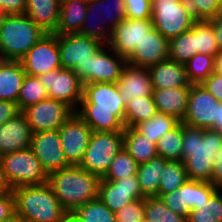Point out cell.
I'll use <instances>...</instances> for the list:
<instances>
[{"label":"cell","mask_w":222,"mask_h":222,"mask_svg":"<svg viewBox=\"0 0 222 222\" xmlns=\"http://www.w3.org/2000/svg\"><path fill=\"white\" fill-rule=\"evenodd\" d=\"M167 161L165 158L157 156L138 166L136 175L145 198L158 197L160 175Z\"/></svg>","instance_id":"f546056e"},{"label":"cell","mask_w":222,"mask_h":222,"mask_svg":"<svg viewBox=\"0 0 222 222\" xmlns=\"http://www.w3.org/2000/svg\"><path fill=\"white\" fill-rule=\"evenodd\" d=\"M151 20L154 28L168 40L190 30L195 23L180 0H152Z\"/></svg>","instance_id":"30bf717a"},{"label":"cell","mask_w":222,"mask_h":222,"mask_svg":"<svg viewBox=\"0 0 222 222\" xmlns=\"http://www.w3.org/2000/svg\"><path fill=\"white\" fill-rule=\"evenodd\" d=\"M45 34L26 14L8 15L0 28V54L20 60Z\"/></svg>","instance_id":"5b68a950"},{"label":"cell","mask_w":222,"mask_h":222,"mask_svg":"<svg viewBox=\"0 0 222 222\" xmlns=\"http://www.w3.org/2000/svg\"><path fill=\"white\" fill-rule=\"evenodd\" d=\"M219 105L220 102L201 84L191 85L188 108L182 123L194 128L214 130Z\"/></svg>","instance_id":"5bb4252c"},{"label":"cell","mask_w":222,"mask_h":222,"mask_svg":"<svg viewBox=\"0 0 222 222\" xmlns=\"http://www.w3.org/2000/svg\"><path fill=\"white\" fill-rule=\"evenodd\" d=\"M190 87L153 89V99L158 112L171 115L180 122L188 108Z\"/></svg>","instance_id":"d4e9b609"},{"label":"cell","mask_w":222,"mask_h":222,"mask_svg":"<svg viewBox=\"0 0 222 222\" xmlns=\"http://www.w3.org/2000/svg\"><path fill=\"white\" fill-rule=\"evenodd\" d=\"M218 189L209 182L188 180L174 192L161 195L166 206L186 219L192 209L209 201Z\"/></svg>","instance_id":"9a60e30c"},{"label":"cell","mask_w":222,"mask_h":222,"mask_svg":"<svg viewBox=\"0 0 222 222\" xmlns=\"http://www.w3.org/2000/svg\"><path fill=\"white\" fill-rule=\"evenodd\" d=\"M101 177L70 165L48 174L47 184L54 191L62 207L71 214L77 207L99 198Z\"/></svg>","instance_id":"3957f363"},{"label":"cell","mask_w":222,"mask_h":222,"mask_svg":"<svg viewBox=\"0 0 222 222\" xmlns=\"http://www.w3.org/2000/svg\"><path fill=\"white\" fill-rule=\"evenodd\" d=\"M196 53L195 33L190 29L169 39V59L185 64Z\"/></svg>","instance_id":"74e56055"},{"label":"cell","mask_w":222,"mask_h":222,"mask_svg":"<svg viewBox=\"0 0 222 222\" xmlns=\"http://www.w3.org/2000/svg\"><path fill=\"white\" fill-rule=\"evenodd\" d=\"M125 109L117 84L99 82L83 84V97L76 113L92 131H124Z\"/></svg>","instance_id":"6da1fadb"},{"label":"cell","mask_w":222,"mask_h":222,"mask_svg":"<svg viewBox=\"0 0 222 222\" xmlns=\"http://www.w3.org/2000/svg\"><path fill=\"white\" fill-rule=\"evenodd\" d=\"M91 127L77 113L59 129L62 150L70 165H79L92 135Z\"/></svg>","instance_id":"2e32d148"},{"label":"cell","mask_w":222,"mask_h":222,"mask_svg":"<svg viewBox=\"0 0 222 222\" xmlns=\"http://www.w3.org/2000/svg\"><path fill=\"white\" fill-rule=\"evenodd\" d=\"M123 145V131H93L79 166L102 178Z\"/></svg>","instance_id":"ba28073f"},{"label":"cell","mask_w":222,"mask_h":222,"mask_svg":"<svg viewBox=\"0 0 222 222\" xmlns=\"http://www.w3.org/2000/svg\"><path fill=\"white\" fill-rule=\"evenodd\" d=\"M169 59V40L153 28L148 35L137 45L127 63L150 68L159 62Z\"/></svg>","instance_id":"44dd1931"},{"label":"cell","mask_w":222,"mask_h":222,"mask_svg":"<svg viewBox=\"0 0 222 222\" xmlns=\"http://www.w3.org/2000/svg\"><path fill=\"white\" fill-rule=\"evenodd\" d=\"M7 16H8V14L0 8V28H1L2 24L4 23Z\"/></svg>","instance_id":"9f6ffc18"},{"label":"cell","mask_w":222,"mask_h":222,"mask_svg":"<svg viewBox=\"0 0 222 222\" xmlns=\"http://www.w3.org/2000/svg\"><path fill=\"white\" fill-rule=\"evenodd\" d=\"M20 62L26 75L39 76L51 70L61 69L58 34L46 33Z\"/></svg>","instance_id":"4fadbf2b"},{"label":"cell","mask_w":222,"mask_h":222,"mask_svg":"<svg viewBox=\"0 0 222 222\" xmlns=\"http://www.w3.org/2000/svg\"><path fill=\"white\" fill-rule=\"evenodd\" d=\"M154 28L151 19H127L125 18L113 28L107 45L119 56L128 59L135 51L137 45L145 38V35Z\"/></svg>","instance_id":"e0dca14e"},{"label":"cell","mask_w":222,"mask_h":222,"mask_svg":"<svg viewBox=\"0 0 222 222\" xmlns=\"http://www.w3.org/2000/svg\"><path fill=\"white\" fill-rule=\"evenodd\" d=\"M220 103H222V75L213 72L202 84Z\"/></svg>","instance_id":"7dc6e473"},{"label":"cell","mask_w":222,"mask_h":222,"mask_svg":"<svg viewBox=\"0 0 222 222\" xmlns=\"http://www.w3.org/2000/svg\"><path fill=\"white\" fill-rule=\"evenodd\" d=\"M215 163L213 166V172L210 183L214 185L218 190H222V146L217 154H214Z\"/></svg>","instance_id":"f907efd6"},{"label":"cell","mask_w":222,"mask_h":222,"mask_svg":"<svg viewBox=\"0 0 222 222\" xmlns=\"http://www.w3.org/2000/svg\"><path fill=\"white\" fill-rule=\"evenodd\" d=\"M48 91V97L79 108L83 97V83L72 69H57L37 76Z\"/></svg>","instance_id":"7c38bea8"},{"label":"cell","mask_w":222,"mask_h":222,"mask_svg":"<svg viewBox=\"0 0 222 222\" xmlns=\"http://www.w3.org/2000/svg\"><path fill=\"white\" fill-rule=\"evenodd\" d=\"M32 129L26 116L20 112L0 125V153L2 155L30 148Z\"/></svg>","instance_id":"7402d4cb"},{"label":"cell","mask_w":222,"mask_h":222,"mask_svg":"<svg viewBox=\"0 0 222 222\" xmlns=\"http://www.w3.org/2000/svg\"><path fill=\"white\" fill-rule=\"evenodd\" d=\"M182 144V162L189 180L210 183L215 163L213 156L222 146L220 132L183 124Z\"/></svg>","instance_id":"7a4b0ae2"},{"label":"cell","mask_w":222,"mask_h":222,"mask_svg":"<svg viewBox=\"0 0 222 222\" xmlns=\"http://www.w3.org/2000/svg\"><path fill=\"white\" fill-rule=\"evenodd\" d=\"M214 130L220 132L222 135V103L218 106V113H217V118H216V126Z\"/></svg>","instance_id":"f5cc1de1"},{"label":"cell","mask_w":222,"mask_h":222,"mask_svg":"<svg viewBox=\"0 0 222 222\" xmlns=\"http://www.w3.org/2000/svg\"><path fill=\"white\" fill-rule=\"evenodd\" d=\"M99 198L112 212H117L126 204L145 197L142 194L137 175H134L114 181H106L101 178Z\"/></svg>","instance_id":"ffe728a7"},{"label":"cell","mask_w":222,"mask_h":222,"mask_svg":"<svg viewBox=\"0 0 222 222\" xmlns=\"http://www.w3.org/2000/svg\"><path fill=\"white\" fill-rule=\"evenodd\" d=\"M3 222H17V215H15L13 218L3 221Z\"/></svg>","instance_id":"91938a15"},{"label":"cell","mask_w":222,"mask_h":222,"mask_svg":"<svg viewBox=\"0 0 222 222\" xmlns=\"http://www.w3.org/2000/svg\"><path fill=\"white\" fill-rule=\"evenodd\" d=\"M22 113L26 116L32 132L36 133L60 129L76 110L67 103L48 97L25 108Z\"/></svg>","instance_id":"8fae6325"},{"label":"cell","mask_w":222,"mask_h":222,"mask_svg":"<svg viewBox=\"0 0 222 222\" xmlns=\"http://www.w3.org/2000/svg\"><path fill=\"white\" fill-rule=\"evenodd\" d=\"M214 71L222 75V50L215 57Z\"/></svg>","instance_id":"db71d44e"},{"label":"cell","mask_w":222,"mask_h":222,"mask_svg":"<svg viewBox=\"0 0 222 222\" xmlns=\"http://www.w3.org/2000/svg\"><path fill=\"white\" fill-rule=\"evenodd\" d=\"M3 178L9 189L46 183L48 174L31 148L2 155Z\"/></svg>","instance_id":"52a82bcc"},{"label":"cell","mask_w":222,"mask_h":222,"mask_svg":"<svg viewBox=\"0 0 222 222\" xmlns=\"http://www.w3.org/2000/svg\"><path fill=\"white\" fill-rule=\"evenodd\" d=\"M208 21L213 25L217 45L222 50V15H217Z\"/></svg>","instance_id":"816d5d0a"},{"label":"cell","mask_w":222,"mask_h":222,"mask_svg":"<svg viewBox=\"0 0 222 222\" xmlns=\"http://www.w3.org/2000/svg\"><path fill=\"white\" fill-rule=\"evenodd\" d=\"M179 123L180 121L177 118L157 112L153 118L139 122L133 128L156 144L162 136L175 128Z\"/></svg>","instance_id":"4dcf8cb0"},{"label":"cell","mask_w":222,"mask_h":222,"mask_svg":"<svg viewBox=\"0 0 222 222\" xmlns=\"http://www.w3.org/2000/svg\"><path fill=\"white\" fill-rule=\"evenodd\" d=\"M25 76L20 60H4L0 65V100L17 103Z\"/></svg>","instance_id":"4316f807"},{"label":"cell","mask_w":222,"mask_h":222,"mask_svg":"<svg viewBox=\"0 0 222 222\" xmlns=\"http://www.w3.org/2000/svg\"><path fill=\"white\" fill-rule=\"evenodd\" d=\"M125 103L142 96H152L153 86L148 68L127 63L116 83Z\"/></svg>","instance_id":"603a6c76"},{"label":"cell","mask_w":222,"mask_h":222,"mask_svg":"<svg viewBox=\"0 0 222 222\" xmlns=\"http://www.w3.org/2000/svg\"><path fill=\"white\" fill-rule=\"evenodd\" d=\"M195 22L210 20L219 14L221 0H180Z\"/></svg>","instance_id":"7bdbcfd3"},{"label":"cell","mask_w":222,"mask_h":222,"mask_svg":"<svg viewBox=\"0 0 222 222\" xmlns=\"http://www.w3.org/2000/svg\"><path fill=\"white\" fill-rule=\"evenodd\" d=\"M218 15H222V0H221V4H220L219 14Z\"/></svg>","instance_id":"94428289"},{"label":"cell","mask_w":222,"mask_h":222,"mask_svg":"<svg viewBox=\"0 0 222 222\" xmlns=\"http://www.w3.org/2000/svg\"><path fill=\"white\" fill-rule=\"evenodd\" d=\"M125 18L124 0H88L86 18L78 33L108 44L113 28Z\"/></svg>","instance_id":"8992f818"},{"label":"cell","mask_w":222,"mask_h":222,"mask_svg":"<svg viewBox=\"0 0 222 222\" xmlns=\"http://www.w3.org/2000/svg\"><path fill=\"white\" fill-rule=\"evenodd\" d=\"M16 215L34 222H66L68 212L46 183L11 189Z\"/></svg>","instance_id":"277c9868"},{"label":"cell","mask_w":222,"mask_h":222,"mask_svg":"<svg viewBox=\"0 0 222 222\" xmlns=\"http://www.w3.org/2000/svg\"><path fill=\"white\" fill-rule=\"evenodd\" d=\"M88 9V0H62L59 25L54 34L78 33Z\"/></svg>","instance_id":"83f0119b"},{"label":"cell","mask_w":222,"mask_h":222,"mask_svg":"<svg viewBox=\"0 0 222 222\" xmlns=\"http://www.w3.org/2000/svg\"><path fill=\"white\" fill-rule=\"evenodd\" d=\"M187 222H222V190H217L209 199L192 209Z\"/></svg>","instance_id":"d590c367"},{"label":"cell","mask_w":222,"mask_h":222,"mask_svg":"<svg viewBox=\"0 0 222 222\" xmlns=\"http://www.w3.org/2000/svg\"><path fill=\"white\" fill-rule=\"evenodd\" d=\"M46 98H48V91L39 78L37 76L26 75L17 101L20 112Z\"/></svg>","instance_id":"8d00e7d4"},{"label":"cell","mask_w":222,"mask_h":222,"mask_svg":"<svg viewBox=\"0 0 222 222\" xmlns=\"http://www.w3.org/2000/svg\"><path fill=\"white\" fill-rule=\"evenodd\" d=\"M2 163V154L0 153V164Z\"/></svg>","instance_id":"be15d7a7"},{"label":"cell","mask_w":222,"mask_h":222,"mask_svg":"<svg viewBox=\"0 0 222 222\" xmlns=\"http://www.w3.org/2000/svg\"><path fill=\"white\" fill-rule=\"evenodd\" d=\"M9 190V187L5 183L3 178L2 165L0 164V192Z\"/></svg>","instance_id":"11a10c76"},{"label":"cell","mask_w":222,"mask_h":222,"mask_svg":"<svg viewBox=\"0 0 222 222\" xmlns=\"http://www.w3.org/2000/svg\"><path fill=\"white\" fill-rule=\"evenodd\" d=\"M71 215L78 222H117L112 212L100 198L77 207Z\"/></svg>","instance_id":"836d02e7"},{"label":"cell","mask_w":222,"mask_h":222,"mask_svg":"<svg viewBox=\"0 0 222 222\" xmlns=\"http://www.w3.org/2000/svg\"><path fill=\"white\" fill-rule=\"evenodd\" d=\"M126 64V58L115 53L109 45L103 44L87 62L88 84L117 83Z\"/></svg>","instance_id":"ac0fdd59"},{"label":"cell","mask_w":222,"mask_h":222,"mask_svg":"<svg viewBox=\"0 0 222 222\" xmlns=\"http://www.w3.org/2000/svg\"><path fill=\"white\" fill-rule=\"evenodd\" d=\"M127 19H151L152 0H124Z\"/></svg>","instance_id":"f6af8a7d"},{"label":"cell","mask_w":222,"mask_h":222,"mask_svg":"<svg viewBox=\"0 0 222 222\" xmlns=\"http://www.w3.org/2000/svg\"><path fill=\"white\" fill-rule=\"evenodd\" d=\"M215 58L197 53L184 65L188 81L191 85L202 84L214 72Z\"/></svg>","instance_id":"f35d334b"},{"label":"cell","mask_w":222,"mask_h":222,"mask_svg":"<svg viewBox=\"0 0 222 222\" xmlns=\"http://www.w3.org/2000/svg\"><path fill=\"white\" fill-rule=\"evenodd\" d=\"M117 222H145V198L126 204L115 212Z\"/></svg>","instance_id":"ee69618b"},{"label":"cell","mask_w":222,"mask_h":222,"mask_svg":"<svg viewBox=\"0 0 222 222\" xmlns=\"http://www.w3.org/2000/svg\"><path fill=\"white\" fill-rule=\"evenodd\" d=\"M18 113L20 110L17 103L0 100V125L14 118Z\"/></svg>","instance_id":"681fc988"},{"label":"cell","mask_w":222,"mask_h":222,"mask_svg":"<svg viewBox=\"0 0 222 222\" xmlns=\"http://www.w3.org/2000/svg\"><path fill=\"white\" fill-rule=\"evenodd\" d=\"M0 8L8 15L25 14L26 0H0Z\"/></svg>","instance_id":"c3c4849f"},{"label":"cell","mask_w":222,"mask_h":222,"mask_svg":"<svg viewBox=\"0 0 222 222\" xmlns=\"http://www.w3.org/2000/svg\"><path fill=\"white\" fill-rule=\"evenodd\" d=\"M139 164L133 159L128 151L123 147L115 156L108 171L102 177L106 181L123 179L137 174Z\"/></svg>","instance_id":"b9f144b4"},{"label":"cell","mask_w":222,"mask_h":222,"mask_svg":"<svg viewBox=\"0 0 222 222\" xmlns=\"http://www.w3.org/2000/svg\"><path fill=\"white\" fill-rule=\"evenodd\" d=\"M157 112L153 96L133 98L126 103L124 126L134 127L139 122L153 118Z\"/></svg>","instance_id":"1f68e13d"},{"label":"cell","mask_w":222,"mask_h":222,"mask_svg":"<svg viewBox=\"0 0 222 222\" xmlns=\"http://www.w3.org/2000/svg\"><path fill=\"white\" fill-rule=\"evenodd\" d=\"M158 197L174 192L189 180L184 162L168 160L160 175Z\"/></svg>","instance_id":"d6a6232c"},{"label":"cell","mask_w":222,"mask_h":222,"mask_svg":"<svg viewBox=\"0 0 222 222\" xmlns=\"http://www.w3.org/2000/svg\"><path fill=\"white\" fill-rule=\"evenodd\" d=\"M4 57L0 54V65L2 64V62L4 61Z\"/></svg>","instance_id":"6125c7cd"},{"label":"cell","mask_w":222,"mask_h":222,"mask_svg":"<svg viewBox=\"0 0 222 222\" xmlns=\"http://www.w3.org/2000/svg\"><path fill=\"white\" fill-rule=\"evenodd\" d=\"M103 43L80 33L58 34L62 68L72 69L83 84H88L87 62Z\"/></svg>","instance_id":"9c48e42d"},{"label":"cell","mask_w":222,"mask_h":222,"mask_svg":"<svg viewBox=\"0 0 222 222\" xmlns=\"http://www.w3.org/2000/svg\"><path fill=\"white\" fill-rule=\"evenodd\" d=\"M62 0H26L25 14L45 33H55Z\"/></svg>","instance_id":"484cf974"},{"label":"cell","mask_w":222,"mask_h":222,"mask_svg":"<svg viewBox=\"0 0 222 222\" xmlns=\"http://www.w3.org/2000/svg\"><path fill=\"white\" fill-rule=\"evenodd\" d=\"M17 222H34L23 217L17 216Z\"/></svg>","instance_id":"6f0895ef"},{"label":"cell","mask_w":222,"mask_h":222,"mask_svg":"<svg viewBox=\"0 0 222 222\" xmlns=\"http://www.w3.org/2000/svg\"><path fill=\"white\" fill-rule=\"evenodd\" d=\"M153 89L191 87L185 65L167 59L148 68Z\"/></svg>","instance_id":"cb8c5ba5"},{"label":"cell","mask_w":222,"mask_h":222,"mask_svg":"<svg viewBox=\"0 0 222 222\" xmlns=\"http://www.w3.org/2000/svg\"><path fill=\"white\" fill-rule=\"evenodd\" d=\"M66 222H78L71 214H68Z\"/></svg>","instance_id":"680465c9"},{"label":"cell","mask_w":222,"mask_h":222,"mask_svg":"<svg viewBox=\"0 0 222 222\" xmlns=\"http://www.w3.org/2000/svg\"><path fill=\"white\" fill-rule=\"evenodd\" d=\"M15 215V199L11 189L0 192V222L9 220Z\"/></svg>","instance_id":"bcb514c9"},{"label":"cell","mask_w":222,"mask_h":222,"mask_svg":"<svg viewBox=\"0 0 222 222\" xmlns=\"http://www.w3.org/2000/svg\"><path fill=\"white\" fill-rule=\"evenodd\" d=\"M30 148L47 174L70 166L62 150L59 129L33 133Z\"/></svg>","instance_id":"d6986e66"},{"label":"cell","mask_w":222,"mask_h":222,"mask_svg":"<svg viewBox=\"0 0 222 222\" xmlns=\"http://www.w3.org/2000/svg\"><path fill=\"white\" fill-rule=\"evenodd\" d=\"M191 30L195 33L196 53L207 54L215 58L220 49L216 42L213 25L208 20L195 22Z\"/></svg>","instance_id":"ab89813d"},{"label":"cell","mask_w":222,"mask_h":222,"mask_svg":"<svg viewBox=\"0 0 222 222\" xmlns=\"http://www.w3.org/2000/svg\"><path fill=\"white\" fill-rule=\"evenodd\" d=\"M145 222H187V220L169 209L160 197H147L145 198Z\"/></svg>","instance_id":"60d3db41"},{"label":"cell","mask_w":222,"mask_h":222,"mask_svg":"<svg viewBox=\"0 0 222 222\" xmlns=\"http://www.w3.org/2000/svg\"><path fill=\"white\" fill-rule=\"evenodd\" d=\"M183 123L167 132L156 143L158 156L166 160L182 161Z\"/></svg>","instance_id":"e575fe53"},{"label":"cell","mask_w":222,"mask_h":222,"mask_svg":"<svg viewBox=\"0 0 222 222\" xmlns=\"http://www.w3.org/2000/svg\"><path fill=\"white\" fill-rule=\"evenodd\" d=\"M123 147L140 165L158 156L156 144L138 133L133 127H125Z\"/></svg>","instance_id":"f1b7e54d"}]
</instances>
